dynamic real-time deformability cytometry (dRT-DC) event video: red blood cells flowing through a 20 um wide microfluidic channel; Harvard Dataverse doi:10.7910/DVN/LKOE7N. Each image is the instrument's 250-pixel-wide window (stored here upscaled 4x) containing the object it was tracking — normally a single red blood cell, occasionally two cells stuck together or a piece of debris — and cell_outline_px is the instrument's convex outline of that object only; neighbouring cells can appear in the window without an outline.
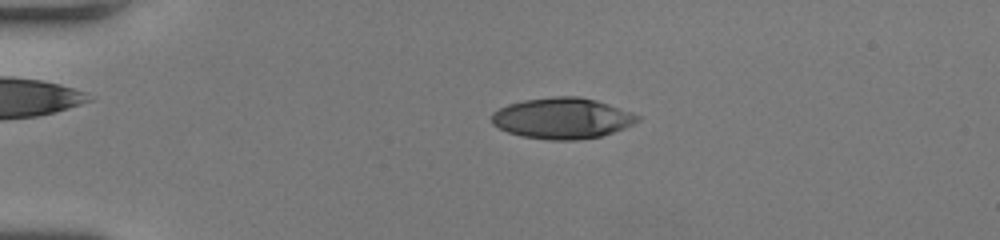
{"species": "human", "species_latin": "Homo sapiens", "temperature_condition": "room temperature", "stored_images_in_passage": 46, "camera_frame_rate_fps": 3000, "um_per_image_px": 0.085, "donor": {"sex": "female"}, "frame": {"image": 1, "passage_image": 6, "time_ms": 1.667, "image_size_px": [1000, 240], "cell_outline_px": [[640, 120], [624, 128], [600, 136], [576, 140], [548, 140], [520, 136], [508, 132], [492, 124], [492, 112], [508, 104], [524, 100], [552, 96], [580, 96], [596, 100], [608, 104], [640, 116]], "centroid_in_image_um": [47.76, 10.05], "position_along_channel_um": 37.2, "area_um2": 34.68}}
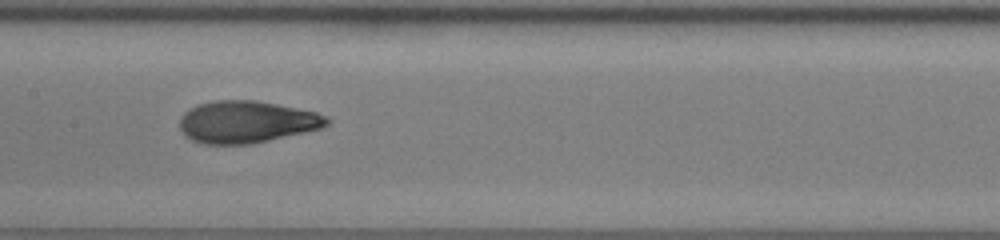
{"frame": {"image": 2, "passage_image": 21, "time_ms": 6.667, "image_size_px": [1000, 240], "cell_outline_px": [[332, 120], [328, 124], [320, 128], [252, 144], [204, 144], [192, 140], [184, 136], [180, 128], [180, 116], [184, 112], [200, 104], [216, 100], [256, 100], [316, 112], [328, 116]], "centroid_in_image_um": [20.95, 10.36], "position_along_channel_um": 186.4, "area_um2": 35.95}}
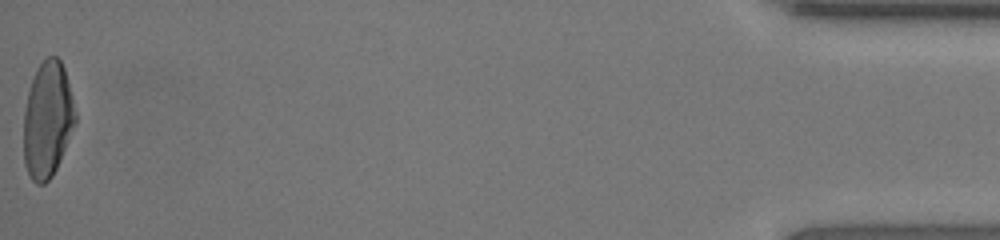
{"frame": {"image": 3, "passage_image": 46, "time_ms": 15.0, "image_size_px": [1000, 240], "cell_outline_px": [[76, 124], [60, 160], [52, 176], [44, 184], [36, 184], [32, 180], [24, 164], [24, 112], [28, 92], [36, 68], [48, 56], [56, 56], [60, 60], [64, 68], [72, 96], [76, 112]], "centroid_in_image_um": [4.05, 10.18], "position_along_channel_um": 431.2, "area_um2": 34.91}, "authors_computed_cell_mechanics": {"area_um2": 34.969, "velocity_mm_per_s": 4.056, "shape_relaxation_time_tau1_ms": 5.5184, "shape_relaxation_time_tau2_ms": 1.0674, "deformation_change_tau1": 0.2564, "deformation_change_tau2": 0.0677}}